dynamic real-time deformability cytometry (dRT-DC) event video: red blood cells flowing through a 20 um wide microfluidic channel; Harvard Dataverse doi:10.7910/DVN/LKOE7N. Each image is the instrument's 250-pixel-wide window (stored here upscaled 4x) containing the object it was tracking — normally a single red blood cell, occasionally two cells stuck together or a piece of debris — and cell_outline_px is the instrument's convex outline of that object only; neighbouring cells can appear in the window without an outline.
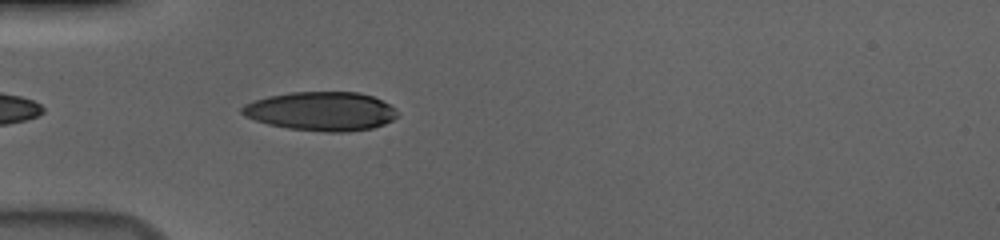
{"species": "human", "species_latin": "Homo sapiens", "temperature_condition": "cold", "stored_images_in_passage": 41, "camera_frame_rate_fps": 3000, "um_per_image_px": 0.085, "donor": {"sex": "male"}, "frame": {"image": 1, "passage_image": 3, "time_ms": 0.667, "image_size_px": [1000, 240], "cell_outline_px": [[400, 112], [392, 120], [384, 124], [372, 128], [348, 132], [328, 132], [288, 128], [268, 124], [244, 116], [240, 112], [240, 108], [244, 104], [268, 96], [288, 92], [360, 92], [372, 96], [396, 108]], "centroid_in_image_um": [27.3, 9.45], "position_along_channel_um": 57.7, "area_um2": 35.32}}
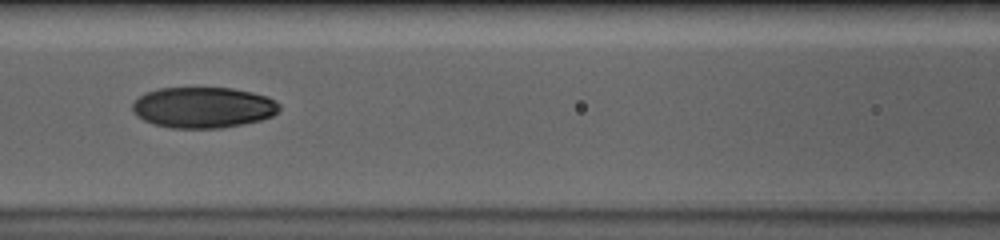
{"frame": {"image": 2, "passage_image": 11, "time_ms": 3.333, "image_size_px": [1000, 240], "cell_outline_px": [[280, 108], [272, 116], [260, 120], [220, 128], [172, 128], [152, 124], [136, 116], [132, 112], [132, 104], [140, 96], [148, 92], [160, 88], [232, 88], [252, 92], [268, 96], [276, 100], [280, 104]], "centroid_in_image_um": [17.27, 9.13], "position_along_channel_um": 149.3, "area_um2": 35.03}}
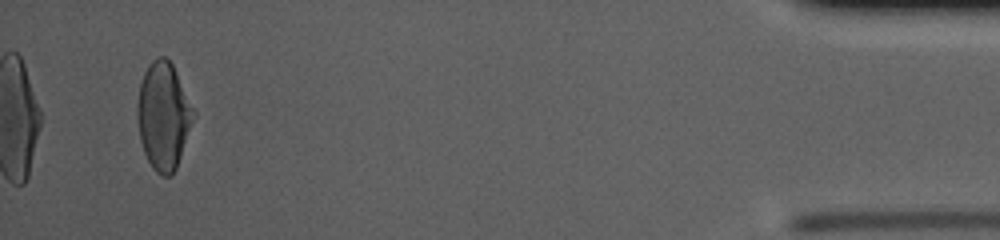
{"frame": {"image": 3, "passage_image": 39, "time_ms": 12.667, "image_size_px": [1000, 240], "cell_outline_px": [[196, 116], [176, 168], [172, 176], [164, 176], [156, 172], [152, 168], [144, 152], [140, 140], [136, 116], [136, 104], [140, 84], [144, 72], [148, 64], [156, 56], [164, 56], [172, 64], [196, 112]], "centroid_in_image_um": [13.89, 9.85], "position_along_channel_um": 421.3, "area_um2": 35.43}, "authors_computed_cell_mechanics": {"area_um2": 35.3736, "velocity_mm_per_s": 3.7052, "shape_relaxation_time_tau1_ms": 6.8838, "shape_relaxation_time_tau2_ms": 1.8567, "deformation_change_tau1": 0.2016, "deformation_change_tau2": 0.0509}}